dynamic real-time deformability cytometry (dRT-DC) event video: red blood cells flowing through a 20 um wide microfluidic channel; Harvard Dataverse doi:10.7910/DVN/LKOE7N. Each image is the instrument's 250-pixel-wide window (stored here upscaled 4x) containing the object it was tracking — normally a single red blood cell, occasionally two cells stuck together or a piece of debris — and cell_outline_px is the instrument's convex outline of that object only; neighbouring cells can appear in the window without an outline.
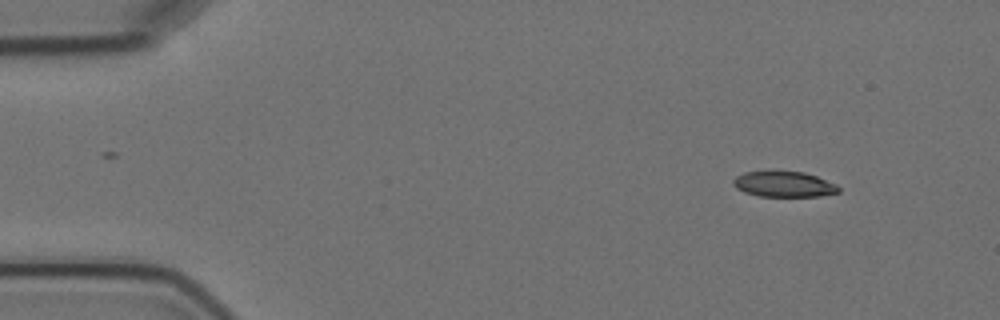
{"species": "Egyptian fruit bat (a non-hibernating species)", "species_latin": "Rousettus aegyptiacus", "temperature_condition": "cold", "stored_images_in_passage": 2, "camera_frame_rate_fps": 3000, "um_per_image_px": 0.085, "animal": {"sex": "female"}, "frame": {"image": 1, "passage_image": 2, "time_ms": 2.0, "image_size_px": [1000, 320], "cell_outline_px": [[840, 192], [820, 196], [760, 196], [744, 192], [736, 188], [732, 184], [732, 180], [736, 176], [744, 172], [772, 168], [804, 172], [816, 176], [836, 184], [840, 188]], "centroid_in_image_um": [66.58, 15.61], "position_along_channel_um": 18.4, "area_um2": 16.42}}